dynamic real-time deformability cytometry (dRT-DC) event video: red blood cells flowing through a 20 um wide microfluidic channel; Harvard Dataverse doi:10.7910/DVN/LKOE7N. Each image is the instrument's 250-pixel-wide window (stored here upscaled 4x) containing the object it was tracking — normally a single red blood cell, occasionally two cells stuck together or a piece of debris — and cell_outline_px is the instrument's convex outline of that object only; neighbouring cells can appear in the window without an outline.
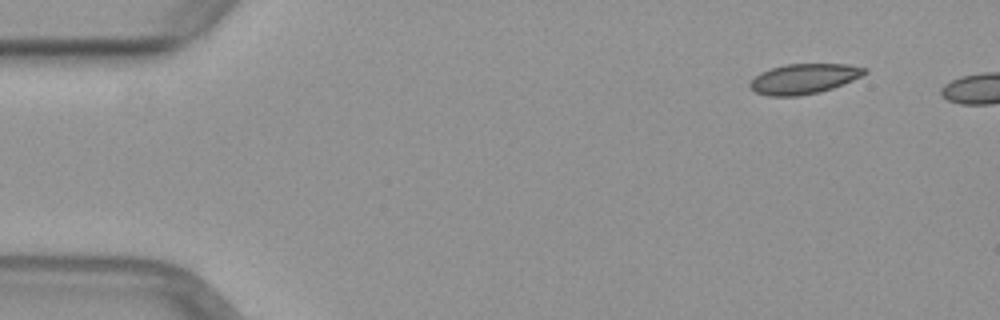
{"species": "common noctule bat (a hibernating species)", "species_latin": "Nyctalus noctula", "temperature_condition": "warm", "stored_images_in_passage": 5, "camera_frame_rate_fps": 3000, "um_per_image_px": 0.085, "animal": {"sex": "female", "body_mass_g": 29.2, "forearm_length_mm": 56.3}, "frame": {"image": 1, "passage_image": 1, "time_ms": 0.0, "image_size_px": [1000, 320], "cell_outline_px": [[868, 72], [852, 80], [832, 88], [820, 92], [800, 96], [768, 96], [756, 92], [748, 84], [760, 72], [784, 64], [848, 64], [868, 68]], "centroid_in_image_um": [68.34, 6.69], "position_along_channel_um": 16.7, "area_um2": 20.06}}